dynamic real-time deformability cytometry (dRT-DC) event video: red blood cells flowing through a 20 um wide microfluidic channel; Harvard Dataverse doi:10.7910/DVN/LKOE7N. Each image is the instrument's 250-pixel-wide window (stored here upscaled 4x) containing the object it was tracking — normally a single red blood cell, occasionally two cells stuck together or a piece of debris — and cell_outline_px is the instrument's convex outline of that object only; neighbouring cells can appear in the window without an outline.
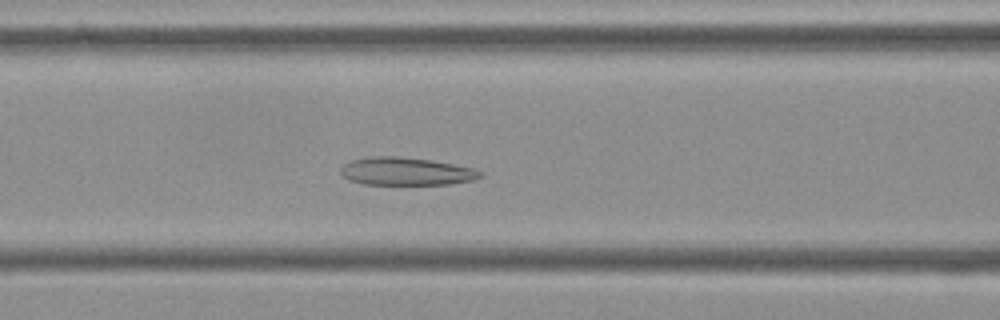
{"species": "Egyptian fruit bat (a non-hibernating species)", "species_latin": "Rousettus aegyptiacus", "temperature_condition": "cold", "stored_images_in_passage": 54, "camera_frame_rate_fps": 3000, "um_per_image_px": 0.085, "frame": {"image": 1, "passage_image": 21, "time_ms": 6.667, "image_size_px": [1000, 320], "cell_outline_px": [[484, 176], [472, 180], [448, 184], [364, 184], [348, 180], [340, 176], [340, 168], [344, 164], [352, 160], [372, 156], [396, 156], [432, 160], [472, 168], [484, 172]], "centroid_in_image_um": [34.49, 14.56], "position_along_channel_um": 132.1, "area_um2": 22.72}}
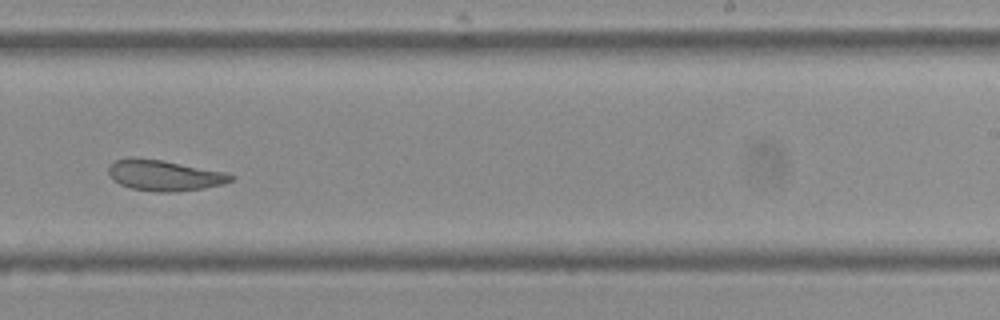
{"frame": {"image": 2, "passage_image": 33, "time_ms": 10.667, "image_size_px": [1000, 320], "cell_outline_px": [[236, 176], [232, 180], [224, 184], [204, 188], [176, 192], [160, 192], [132, 188], [120, 184], [112, 180], [108, 172], [108, 168], [116, 160], [128, 156], [136, 156], [160, 160], [224, 172]], "centroid_in_image_um": [13.94, 14.9], "position_along_channel_um": 275.1, "area_um2": 21.91}}
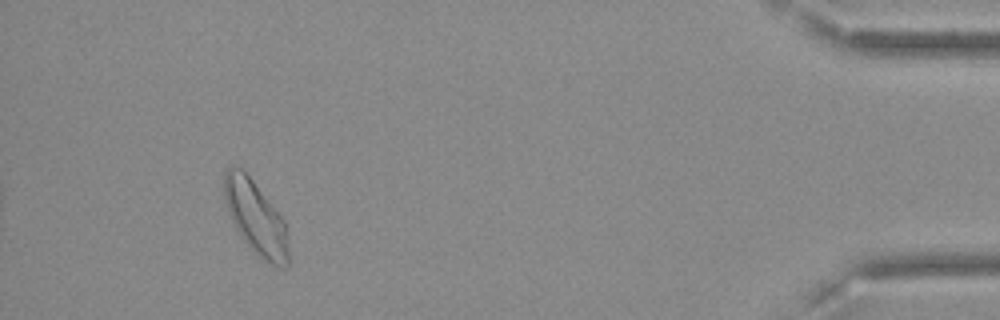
{"frame": {"image": 3, "passage_image": 50, "time_ms": 16.333, "image_size_px": [1000, 320], "cell_outline_px": [[292, 260], [288, 268], [276, 268], [264, 260], [248, 248], [240, 236], [228, 212], [224, 196], [224, 172], [232, 164], [240, 168], [252, 180], [284, 220], [288, 236]], "centroid_in_image_um": [21.79, 18.61], "position_along_channel_um": 413.4, "area_um2": 28.03}, "authors_computed_cell_mechanics": {"area_um2": 24.4205, "velocity_mm_per_s": 3.5859, "shape_relaxation_time_tau1_ms": null, "shape_relaxation_time_tau2_ms": 2.671, "deformation_change_tau1": null, "deformation_change_tau2": 0.0983}}